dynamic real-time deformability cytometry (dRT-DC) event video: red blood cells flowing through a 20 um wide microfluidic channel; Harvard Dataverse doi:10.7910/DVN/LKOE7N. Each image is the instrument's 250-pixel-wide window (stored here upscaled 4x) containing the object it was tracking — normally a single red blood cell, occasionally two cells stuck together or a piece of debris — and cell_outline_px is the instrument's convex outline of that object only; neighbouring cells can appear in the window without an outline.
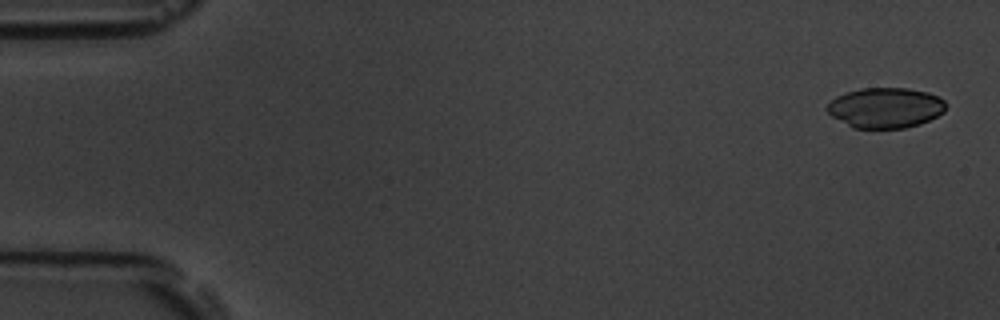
{"species": "common noctule bat (a hibernating species)", "species_latin": "Nyctalus noctula", "temperature_condition": "room temperature", "stored_images_in_passage": 3, "camera_frame_rate_fps": 3000, "um_per_image_px": 0.085, "animal": {"sex": "male", "body_mass_g": 19.5, "forearm_length_mm": 54.6}, "frame": {"image": 1, "passage_image": 1, "time_ms": 0.0, "image_size_px": [1000, 320], "cell_outline_px": [[948, 104], [944, 112], [920, 124], [904, 128], [852, 128], [832, 116], [824, 108], [836, 96], [860, 88], [908, 88], [928, 92], [940, 96]], "centroid_in_image_um": [75.29, 9.15], "position_along_channel_um": 9.7, "area_um2": 28.09}}